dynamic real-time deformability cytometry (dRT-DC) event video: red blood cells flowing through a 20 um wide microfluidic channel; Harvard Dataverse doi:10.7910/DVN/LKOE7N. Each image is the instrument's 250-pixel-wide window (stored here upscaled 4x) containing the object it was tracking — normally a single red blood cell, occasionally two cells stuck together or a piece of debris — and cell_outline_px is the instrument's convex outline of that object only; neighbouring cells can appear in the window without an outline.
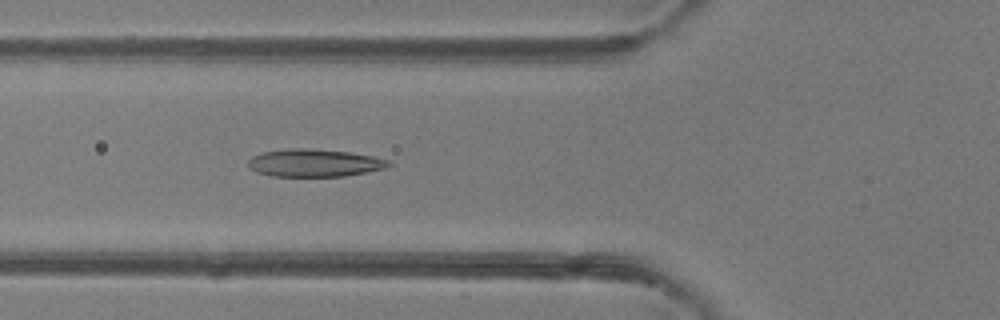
{"species": "common noctule bat (a hibernating species)", "species_latin": "Nyctalus noctula", "temperature_condition": "room temperature", "stored_images_in_passage": 48, "camera_frame_rate_fps": 3000, "um_per_image_px": 0.085, "animal": {"sex": "female"}, "frame": {"image": 1, "passage_image": 18, "time_ms": 5.667, "image_size_px": [1000, 320], "cell_outline_px": [[392, 164], [388, 168], [344, 176], [272, 176], [256, 172], [248, 168], [248, 160], [252, 156], [264, 152], [288, 148], [308, 148], [348, 152], [372, 156], [388, 160]], "centroid_in_image_um": [26.71, 13.85], "position_along_channel_um": 99.1, "area_um2": 22.66}}
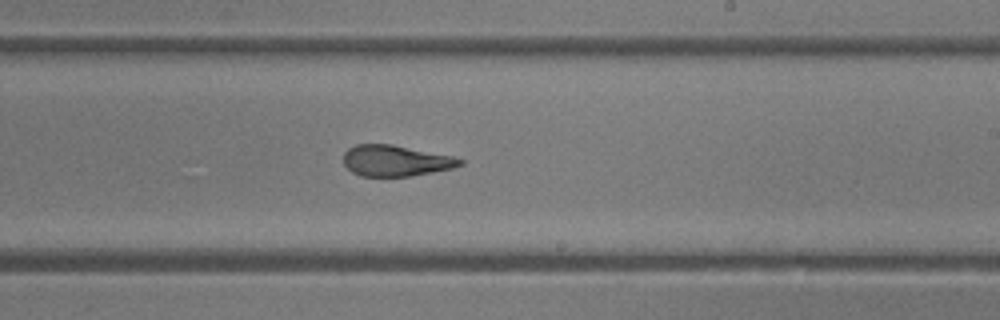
{"frame": {"image": 2, "passage_image": 29, "time_ms": 9.333, "image_size_px": [1000, 320], "cell_outline_px": [[464, 164], [452, 168], [412, 176], [360, 176], [352, 172], [344, 164], [344, 152], [348, 148], [356, 144], [392, 144], [452, 156], [464, 160]], "centroid_in_image_um": [33.62, 13.66], "position_along_channel_um": 255.4, "area_um2": 21.04}}
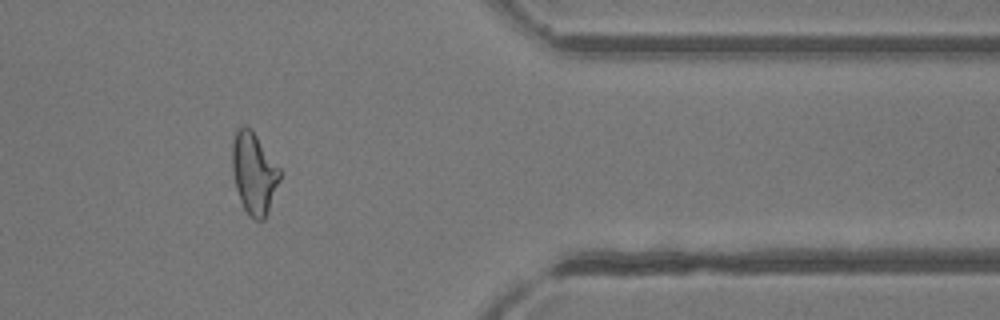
{"frame": {"image": 3, "passage_image": 40, "time_ms": 13.0, "image_size_px": [1000, 320], "cell_outline_px": [[280, 180], [268, 212], [264, 220], [256, 220], [248, 216], [244, 208], [236, 188], [232, 172], [232, 140], [236, 132], [244, 124], [252, 128], [280, 168]], "centroid_in_image_um": [21.59, 14.7], "position_along_channel_um": 389.8, "area_um2": 22.77}, "authors_computed_cell_mechanics": {"area_um2": 22.8888, "velocity_mm_per_s": 4.2551, "shape_relaxation_time_tau1_ms": 4.8991, "shape_relaxation_time_tau2_ms": 1.1963, "deformation_change_tau1": 0.2132, "deformation_change_tau2": 0.1099}}